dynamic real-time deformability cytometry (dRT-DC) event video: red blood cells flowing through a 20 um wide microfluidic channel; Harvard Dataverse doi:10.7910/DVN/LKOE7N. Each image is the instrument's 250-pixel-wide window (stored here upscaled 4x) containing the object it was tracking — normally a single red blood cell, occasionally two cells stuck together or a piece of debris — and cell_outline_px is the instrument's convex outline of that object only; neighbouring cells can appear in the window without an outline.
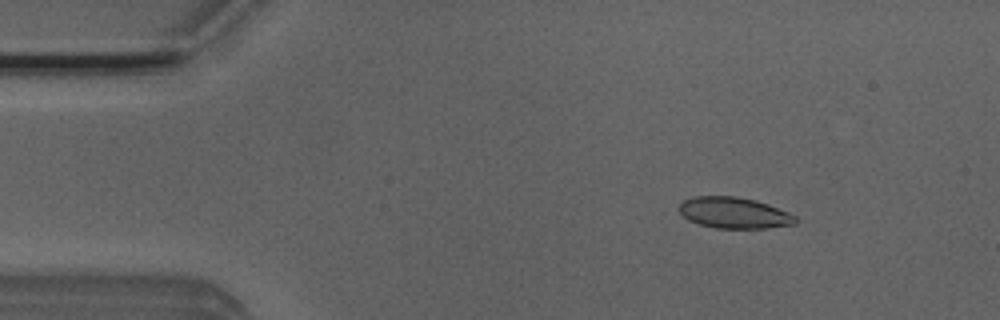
{"species": "Egyptian fruit bat (a non-hibernating species)", "species_latin": "Rousettus aegyptiacus", "temperature_condition": "room temperature", "stored_images_in_passage": 49, "camera_frame_rate_fps": 3000, "um_per_image_px": 0.085, "animal": {"sex": "male"}, "frame": {"image": 1, "passage_image": 4, "time_ms": 1.0, "image_size_px": [1000, 320], "cell_outline_px": [[796, 224], [764, 228], [716, 228], [700, 224], [688, 220], [680, 212], [680, 204], [684, 200], [692, 196], [736, 196], [756, 200], [768, 204], [788, 212], [796, 216]], "centroid_in_image_um": [62.4, 18.08], "position_along_channel_um": 22.6, "area_um2": 21.04}}
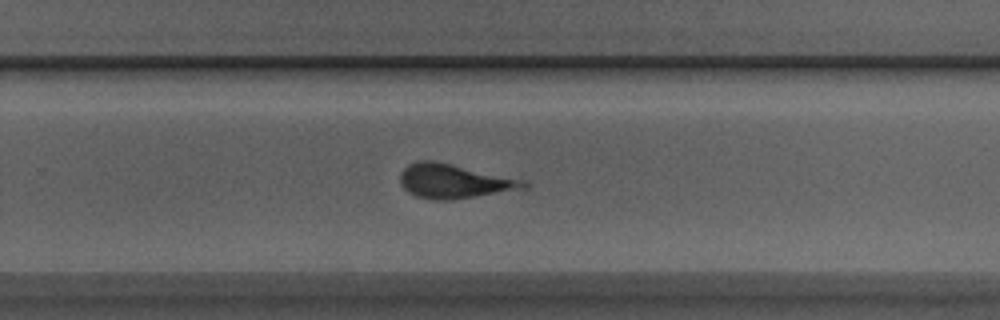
{"frame": {"image": 2, "passage_image": 30, "time_ms": 9.667, "image_size_px": [1000, 320], "cell_outline_px": [[532, 184], [528, 188], [452, 200], [432, 200], [416, 196], [408, 192], [400, 184], [400, 172], [408, 164], [420, 160], [432, 160], [452, 164], [528, 180]], "centroid_in_image_um": [38.64, 15.4], "position_along_channel_um": 291.2, "area_um2": 25.03}}
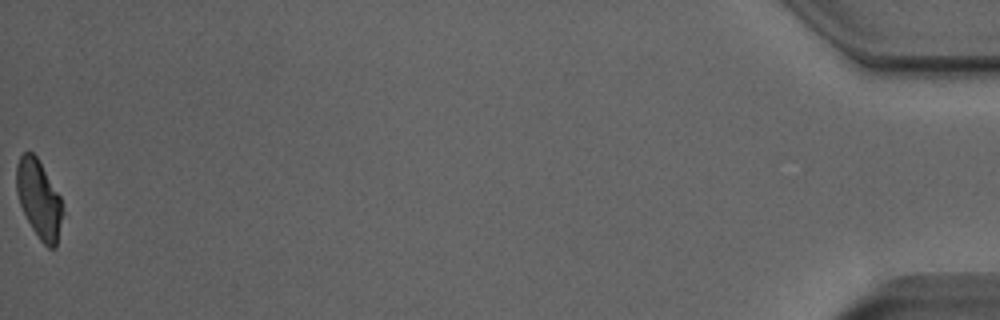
{"frame": {"image": 3, "passage_image": 49, "time_ms": 16.0, "image_size_px": [1000, 320], "cell_outline_px": [[64, 212], [56, 248], [48, 248], [40, 240], [32, 228], [20, 204], [16, 192], [16, 164], [20, 156], [24, 152], [32, 152], [36, 156], [60, 196]], "centroid_in_image_um": [3.32, 16.94], "position_along_channel_um": 431.9, "area_um2": 20.98}, "authors_computed_cell_mechanics": {"area_um2": 22.4842, "velocity_mm_per_s": 3.9065, "shape_relaxation_time_tau1_ms": 2.5259, "shape_relaxation_time_tau2_ms": 2.8312, "deformation_change_tau1": 0.0806, "deformation_change_tau2": 0.1193}}